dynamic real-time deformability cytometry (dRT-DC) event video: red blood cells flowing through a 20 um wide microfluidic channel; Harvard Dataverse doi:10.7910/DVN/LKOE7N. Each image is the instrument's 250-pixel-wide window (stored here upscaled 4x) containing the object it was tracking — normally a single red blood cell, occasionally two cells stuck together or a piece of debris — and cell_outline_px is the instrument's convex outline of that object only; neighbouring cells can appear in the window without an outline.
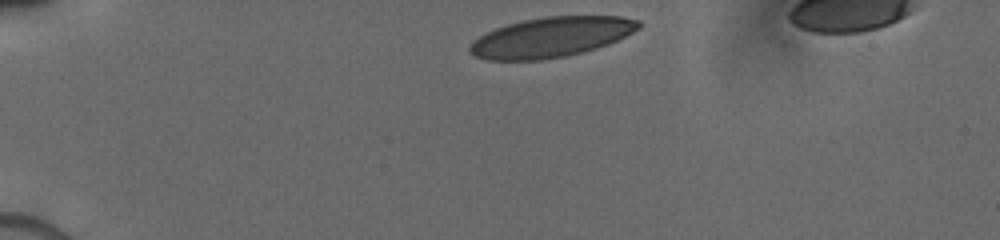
{"species": "human", "species_latin": "Homo sapiens", "temperature_condition": "cold", "stored_images_in_passage": 4, "camera_frame_rate_fps": 3000, "um_per_image_px": 0.085, "donor": {"sex": "male"}, "frame": {"image": 1, "passage_image": 1, "time_ms": 0.0, "image_size_px": [1000, 240], "cell_outline_px": [[640, 28], [608, 44], [596, 48], [564, 56], [540, 60], [488, 60], [476, 56], [468, 52], [468, 48], [472, 40], [496, 28], [508, 24], [524, 20], [544, 16], [620, 16], [640, 20]], "centroid_in_image_um": [46.82, 3.15], "position_along_channel_um": 38.2, "area_um2": 39.13}}
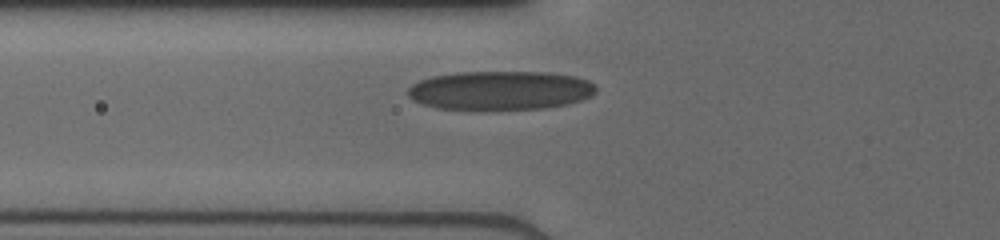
{"frame": {"image": 2, "passage_image": 4, "time_ms": 2.667, "image_size_px": [1000, 240], "cell_outline_px": [[596, 92], [592, 96], [568, 104], [544, 108], [496, 112], [480, 112], [436, 108], [412, 100], [408, 96], [408, 88], [412, 84], [420, 80], [432, 76], [456, 72], [548, 72], [576, 76], [588, 80], [596, 84]], "centroid_in_image_um": [42.52, 7.72], "position_along_channel_um": 83.3, "area_um2": 44.22}}